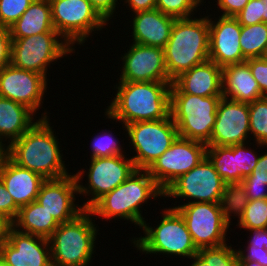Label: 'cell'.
<instances>
[{
	"instance_id": "27",
	"label": "cell",
	"mask_w": 267,
	"mask_h": 266,
	"mask_svg": "<svg viewBox=\"0 0 267 266\" xmlns=\"http://www.w3.org/2000/svg\"><path fill=\"white\" fill-rule=\"evenodd\" d=\"M9 30L11 39L56 31L49 0H34Z\"/></svg>"
},
{
	"instance_id": "42",
	"label": "cell",
	"mask_w": 267,
	"mask_h": 266,
	"mask_svg": "<svg viewBox=\"0 0 267 266\" xmlns=\"http://www.w3.org/2000/svg\"><path fill=\"white\" fill-rule=\"evenodd\" d=\"M10 30L0 26V70L11 63Z\"/></svg>"
},
{
	"instance_id": "15",
	"label": "cell",
	"mask_w": 267,
	"mask_h": 266,
	"mask_svg": "<svg viewBox=\"0 0 267 266\" xmlns=\"http://www.w3.org/2000/svg\"><path fill=\"white\" fill-rule=\"evenodd\" d=\"M123 55L119 81L172 82L169 79L164 49L132 43Z\"/></svg>"
},
{
	"instance_id": "12",
	"label": "cell",
	"mask_w": 267,
	"mask_h": 266,
	"mask_svg": "<svg viewBox=\"0 0 267 266\" xmlns=\"http://www.w3.org/2000/svg\"><path fill=\"white\" fill-rule=\"evenodd\" d=\"M171 208L183 217L197 249L220 246L228 241L226 234L230 225L223 217L219 203L196 202Z\"/></svg>"
},
{
	"instance_id": "24",
	"label": "cell",
	"mask_w": 267,
	"mask_h": 266,
	"mask_svg": "<svg viewBox=\"0 0 267 266\" xmlns=\"http://www.w3.org/2000/svg\"><path fill=\"white\" fill-rule=\"evenodd\" d=\"M0 179L19 208L37 199L46 180L40 174L18 166L9 157L2 165Z\"/></svg>"
},
{
	"instance_id": "9",
	"label": "cell",
	"mask_w": 267,
	"mask_h": 266,
	"mask_svg": "<svg viewBox=\"0 0 267 266\" xmlns=\"http://www.w3.org/2000/svg\"><path fill=\"white\" fill-rule=\"evenodd\" d=\"M128 155H115L111 157L91 158L87 173L85 169L74 173L79 196H90L82 206L89 210L101 197L114 190L127 180L137 169ZM86 173L88 183L83 185L82 179Z\"/></svg>"
},
{
	"instance_id": "1",
	"label": "cell",
	"mask_w": 267,
	"mask_h": 266,
	"mask_svg": "<svg viewBox=\"0 0 267 266\" xmlns=\"http://www.w3.org/2000/svg\"><path fill=\"white\" fill-rule=\"evenodd\" d=\"M48 114L46 111L42 113L28 131L7 146L8 157L14 163L40 174L46 180L70 175Z\"/></svg>"
},
{
	"instance_id": "14",
	"label": "cell",
	"mask_w": 267,
	"mask_h": 266,
	"mask_svg": "<svg viewBox=\"0 0 267 266\" xmlns=\"http://www.w3.org/2000/svg\"><path fill=\"white\" fill-rule=\"evenodd\" d=\"M206 152L205 143L178 136L147 171L164 191L179 176L186 174L204 160Z\"/></svg>"
},
{
	"instance_id": "52",
	"label": "cell",
	"mask_w": 267,
	"mask_h": 266,
	"mask_svg": "<svg viewBox=\"0 0 267 266\" xmlns=\"http://www.w3.org/2000/svg\"><path fill=\"white\" fill-rule=\"evenodd\" d=\"M262 58L267 61V46H266V49L264 51Z\"/></svg>"
},
{
	"instance_id": "49",
	"label": "cell",
	"mask_w": 267,
	"mask_h": 266,
	"mask_svg": "<svg viewBox=\"0 0 267 266\" xmlns=\"http://www.w3.org/2000/svg\"><path fill=\"white\" fill-rule=\"evenodd\" d=\"M8 157V148L5 144L0 143V172L5 159Z\"/></svg>"
},
{
	"instance_id": "34",
	"label": "cell",
	"mask_w": 267,
	"mask_h": 266,
	"mask_svg": "<svg viewBox=\"0 0 267 266\" xmlns=\"http://www.w3.org/2000/svg\"><path fill=\"white\" fill-rule=\"evenodd\" d=\"M112 131L105 129L97 133L90 141L91 155L90 158L111 157L115 155H123L126 152L122 151L124 146H121L119 138H115Z\"/></svg>"
},
{
	"instance_id": "23",
	"label": "cell",
	"mask_w": 267,
	"mask_h": 266,
	"mask_svg": "<svg viewBox=\"0 0 267 266\" xmlns=\"http://www.w3.org/2000/svg\"><path fill=\"white\" fill-rule=\"evenodd\" d=\"M176 18L163 14L158 9L138 11L132 14L130 37L136 44L164 48Z\"/></svg>"
},
{
	"instance_id": "38",
	"label": "cell",
	"mask_w": 267,
	"mask_h": 266,
	"mask_svg": "<svg viewBox=\"0 0 267 266\" xmlns=\"http://www.w3.org/2000/svg\"><path fill=\"white\" fill-rule=\"evenodd\" d=\"M246 62L252 76L259 84L262 96H267V61L260 57L247 59Z\"/></svg>"
},
{
	"instance_id": "53",
	"label": "cell",
	"mask_w": 267,
	"mask_h": 266,
	"mask_svg": "<svg viewBox=\"0 0 267 266\" xmlns=\"http://www.w3.org/2000/svg\"><path fill=\"white\" fill-rule=\"evenodd\" d=\"M0 266H9L7 263H5L1 258H0Z\"/></svg>"
},
{
	"instance_id": "51",
	"label": "cell",
	"mask_w": 267,
	"mask_h": 266,
	"mask_svg": "<svg viewBox=\"0 0 267 266\" xmlns=\"http://www.w3.org/2000/svg\"><path fill=\"white\" fill-rule=\"evenodd\" d=\"M238 266H261V265L254 261H239Z\"/></svg>"
},
{
	"instance_id": "40",
	"label": "cell",
	"mask_w": 267,
	"mask_h": 266,
	"mask_svg": "<svg viewBox=\"0 0 267 266\" xmlns=\"http://www.w3.org/2000/svg\"><path fill=\"white\" fill-rule=\"evenodd\" d=\"M18 212L19 207L15 204L12 196L0 179V213L14 221Z\"/></svg>"
},
{
	"instance_id": "29",
	"label": "cell",
	"mask_w": 267,
	"mask_h": 266,
	"mask_svg": "<svg viewBox=\"0 0 267 266\" xmlns=\"http://www.w3.org/2000/svg\"><path fill=\"white\" fill-rule=\"evenodd\" d=\"M249 203L245 187L242 183H226L224 192L219 200L220 210L229 225L233 216L240 218Z\"/></svg>"
},
{
	"instance_id": "37",
	"label": "cell",
	"mask_w": 267,
	"mask_h": 266,
	"mask_svg": "<svg viewBox=\"0 0 267 266\" xmlns=\"http://www.w3.org/2000/svg\"><path fill=\"white\" fill-rule=\"evenodd\" d=\"M235 18L241 26H250L263 22L260 0H250Z\"/></svg>"
},
{
	"instance_id": "6",
	"label": "cell",
	"mask_w": 267,
	"mask_h": 266,
	"mask_svg": "<svg viewBox=\"0 0 267 266\" xmlns=\"http://www.w3.org/2000/svg\"><path fill=\"white\" fill-rule=\"evenodd\" d=\"M164 210V211H163ZM160 214L161 220L157 226L151 227L146 221L141 230L144 236L129 239L135 248L142 254H159L191 258L197 254L198 249L194 245L190 232L181 214L174 208H164Z\"/></svg>"
},
{
	"instance_id": "7",
	"label": "cell",
	"mask_w": 267,
	"mask_h": 266,
	"mask_svg": "<svg viewBox=\"0 0 267 266\" xmlns=\"http://www.w3.org/2000/svg\"><path fill=\"white\" fill-rule=\"evenodd\" d=\"M222 97L170 93V114L178 135L207 144L211 139L217 107Z\"/></svg>"
},
{
	"instance_id": "33",
	"label": "cell",
	"mask_w": 267,
	"mask_h": 266,
	"mask_svg": "<svg viewBox=\"0 0 267 266\" xmlns=\"http://www.w3.org/2000/svg\"><path fill=\"white\" fill-rule=\"evenodd\" d=\"M236 226L244 230L267 228V199L249 200Z\"/></svg>"
},
{
	"instance_id": "22",
	"label": "cell",
	"mask_w": 267,
	"mask_h": 266,
	"mask_svg": "<svg viewBox=\"0 0 267 266\" xmlns=\"http://www.w3.org/2000/svg\"><path fill=\"white\" fill-rule=\"evenodd\" d=\"M170 93L201 97L222 95V67L211 60L192 67L172 81Z\"/></svg>"
},
{
	"instance_id": "36",
	"label": "cell",
	"mask_w": 267,
	"mask_h": 266,
	"mask_svg": "<svg viewBox=\"0 0 267 266\" xmlns=\"http://www.w3.org/2000/svg\"><path fill=\"white\" fill-rule=\"evenodd\" d=\"M34 0H0V26L10 28Z\"/></svg>"
},
{
	"instance_id": "2",
	"label": "cell",
	"mask_w": 267,
	"mask_h": 266,
	"mask_svg": "<svg viewBox=\"0 0 267 266\" xmlns=\"http://www.w3.org/2000/svg\"><path fill=\"white\" fill-rule=\"evenodd\" d=\"M172 82H127L114 85L116 94L104 115L122 125L153 121L170 115Z\"/></svg>"
},
{
	"instance_id": "44",
	"label": "cell",
	"mask_w": 267,
	"mask_h": 266,
	"mask_svg": "<svg viewBox=\"0 0 267 266\" xmlns=\"http://www.w3.org/2000/svg\"><path fill=\"white\" fill-rule=\"evenodd\" d=\"M250 0H217L218 10L222 12L220 16L235 17Z\"/></svg>"
},
{
	"instance_id": "8",
	"label": "cell",
	"mask_w": 267,
	"mask_h": 266,
	"mask_svg": "<svg viewBox=\"0 0 267 266\" xmlns=\"http://www.w3.org/2000/svg\"><path fill=\"white\" fill-rule=\"evenodd\" d=\"M11 40V64L46 78L48 67L50 69L53 62L75 53V49L57 31Z\"/></svg>"
},
{
	"instance_id": "21",
	"label": "cell",
	"mask_w": 267,
	"mask_h": 266,
	"mask_svg": "<svg viewBox=\"0 0 267 266\" xmlns=\"http://www.w3.org/2000/svg\"><path fill=\"white\" fill-rule=\"evenodd\" d=\"M209 23V60L220 67L245 62L240 47L241 25L235 17H216ZM218 18V19H217Z\"/></svg>"
},
{
	"instance_id": "18",
	"label": "cell",
	"mask_w": 267,
	"mask_h": 266,
	"mask_svg": "<svg viewBox=\"0 0 267 266\" xmlns=\"http://www.w3.org/2000/svg\"><path fill=\"white\" fill-rule=\"evenodd\" d=\"M78 194L76 177L70 173L63 178L45 180L36 201L60 224L72 221L85 211L83 206L75 204Z\"/></svg>"
},
{
	"instance_id": "20",
	"label": "cell",
	"mask_w": 267,
	"mask_h": 266,
	"mask_svg": "<svg viewBox=\"0 0 267 266\" xmlns=\"http://www.w3.org/2000/svg\"><path fill=\"white\" fill-rule=\"evenodd\" d=\"M0 258L9 266H52L49 240L15 228L0 245Z\"/></svg>"
},
{
	"instance_id": "26",
	"label": "cell",
	"mask_w": 267,
	"mask_h": 266,
	"mask_svg": "<svg viewBox=\"0 0 267 266\" xmlns=\"http://www.w3.org/2000/svg\"><path fill=\"white\" fill-rule=\"evenodd\" d=\"M34 117L35 113L27 106L0 97V143L9 146L19 139L38 121Z\"/></svg>"
},
{
	"instance_id": "43",
	"label": "cell",
	"mask_w": 267,
	"mask_h": 266,
	"mask_svg": "<svg viewBox=\"0 0 267 266\" xmlns=\"http://www.w3.org/2000/svg\"><path fill=\"white\" fill-rule=\"evenodd\" d=\"M93 8L108 23L113 18L116 7L118 9V0H89Z\"/></svg>"
},
{
	"instance_id": "41",
	"label": "cell",
	"mask_w": 267,
	"mask_h": 266,
	"mask_svg": "<svg viewBox=\"0 0 267 266\" xmlns=\"http://www.w3.org/2000/svg\"><path fill=\"white\" fill-rule=\"evenodd\" d=\"M265 151H267L265 149ZM260 154V158L252 173L244 178L241 183H259L267 185V152Z\"/></svg>"
},
{
	"instance_id": "4",
	"label": "cell",
	"mask_w": 267,
	"mask_h": 266,
	"mask_svg": "<svg viewBox=\"0 0 267 266\" xmlns=\"http://www.w3.org/2000/svg\"><path fill=\"white\" fill-rule=\"evenodd\" d=\"M193 18L176 19L170 38L163 48L171 81L209 60L208 16Z\"/></svg>"
},
{
	"instance_id": "11",
	"label": "cell",
	"mask_w": 267,
	"mask_h": 266,
	"mask_svg": "<svg viewBox=\"0 0 267 266\" xmlns=\"http://www.w3.org/2000/svg\"><path fill=\"white\" fill-rule=\"evenodd\" d=\"M54 29L75 49L107 23L89 0H49ZM92 34V35H91Z\"/></svg>"
},
{
	"instance_id": "28",
	"label": "cell",
	"mask_w": 267,
	"mask_h": 266,
	"mask_svg": "<svg viewBox=\"0 0 267 266\" xmlns=\"http://www.w3.org/2000/svg\"><path fill=\"white\" fill-rule=\"evenodd\" d=\"M57 220L36 200L19 208L13 221L17 231L49 238L58 228Z\"/></svg>"
},
{
	"instance_id": "48",
	"label": "cell",
	"mask_w": 267,
	"mask_h": 266,
	"mask_svg": "<svg viewBox=\"0 0 267 266\" xmlns=\"http://www.w3.org/2000/svg\"><path fill=\"white\" fill-rule=\"evenodd\" d=\"M12 228L13 221L6 215L0 213V245L7 240Z\"/></svg>"
},
{
	"instance_id": "16",
	"label": "cell",
	"mask_w": 267,
	"mask_h": 266,
	"mask_svg": "<svg viewBox=\"0 0 267 266\" xmlns=\"http://www.w3.org/2000/svg\"><path fill=\"white\" fill-rule=\"evenodd\" d=\"M48 80L37 72L19 69L10 63L0 70V97L23 104L37 114L43 105Z\"/></svg>"
},
{
	"instance_id": "10",
	"label": "cell",
	"mask_w": 267,
	"mask_h": 266,
	"mask_svg": "<svg viewBox=\"0 0 267 266\" xmlns=\"http://www.w3.org/2000/svg\"><path fill=\"white\" fill-rule=\"evenodd\" d=\"M136 154L131 157L137 169L147 170L176 140L178 130L171 114L164 119L123 125Z\"/></svg>"
},
{
	"instance_id": "46",
	"label": "cell",
	"mask_w": 267,
	"mask_h": 266,
	"mask_svg": "<svg viewBox=\"0 0 267 266\" xmlns=\"http://www.w3.org/2000/svg\"><path fill=\"white\" fill-rule=\"evenodd\" d=\"M120 2L124 1V4L130 8L128 9L130 12L135 13L138 11H146V10H152L156 8L157 0H119Z\"/></svg>"
},
{
	"instance_id": "17",
	"label": "cell",
	"mask_w": 267,
	"mask_h": 266,
	"mask_svg": "<svg viewBox=\"0 0 267 266\" xmlns=\"http://www.w3.org/2000/svg\"><path fill=\"white\" fill-rule=\"evenodd\" d=\"M250 138L249 104L222 97L217 107L211 139L206 145L244 144L250 142Z\"/></svg>"
},
{
	"instance_id": "13",
	"label": "cell",
	"mask_w": 267,
	"mask_h": 266,
	"mask_svg": "<svg viewBox=\"0 0 267 266\" xmlns=\"http://www.w3.org/2000/svg\"><path fill=\"white\" fill-rule=\"evenodd\" d=\"M225 182L205 157L192 170L179 176L164 190V198L188 199L187 203H219L224 192Z\"/></svg>"
},
{
	"instance_id": "45",
	"label": "cell",
	"mask_w": 267,
	"mask_h": 266,
	"mask_svg": "<svg viewBox=\"0 0 267 266\" xmlns=\"http://www.w3.org/2000/svg\"><path fill=\"white\" fill-rule=\"evenodd\" d=\"M249 200L267 199V185L259 183H242Z\"/></svg>"
},
{
	"instance_id": "50",
	"label": "cell",
	"mask_w": 267,
	"mask_h": 266,
	"mask_svg": "<svg viewBox=\"0 0 267 266\" xmlns=\"http://www.w3.org/2000/svg\"><path fill=\"white\" fill-rule=\"evenodd\" d=\"M261 15H263V22L267 24V0H260Z\"/></svg>"
},
{
	"instance_id": "5",
	"label": "cell",
	"mask_w": 267,
	"mask_h": 266,
	"mask_svg": "<svg viewBox=\"0 0 267 266\" xmlns=\"http://www.w3.org/2000/svg\"><path fill=\"white\" fill-rule=\"evenodd\" d=\"M89 210L60 223L48 238L52 266H89L95 253L99 228ZM94 221V222H93ZM98 228V229H97Z\"/></svg>"
},
{
	"instance_id": "3",
	"label": "cell",
	"mask_w": 267,
	"mask_h": 266,
	"mask_svg": "<svg viewBox=\"0 0 267 266\" xmlns=\"http://www.w3.org/2000/svg\"><path fill=\"white\" fill-rule=\"evenodd\" d=\"M164 197V191L158 186L147 170L136 169L134 173L114 190L101 197L89 211L105 221L124 219L141 228L142 206L149 199ZM118 218V219H117Z\"/></svg>"
},
{
	"instance_id": "25",
	"label": "cell",
	"mask_w": 267,
	"mask_h": 266,
	"mask_svg": "<svg viewBox=\"0 0 267 266\" xmlns=\"http://www.w3.org/2000/svg\"><path fill=\"white\" fill-rule=\"evenodd\" d=\"M222 95L248 104L263 97L246 61L222 67Z\"/></svg>"
},
{
	"instance_id": "47",
	"label": "cell",
	"mask_w": 267,
	"mask_h": 266,
	"mask_svg": "<svg viewBox=\"0 0 267 266\" xmlns=\"http://www.w3.org/2000/svg\"><path fill=\"white\" fill-rule=\"evenodd\" d=\"M250 231L251 237L247 241V245H253L254 247H265L267 250V228L266 229H254Z\"/></svg>"
},
{
	"instance_id": "35",
	"label": "cell",
	"mask_w": 267,
	"mask_h": 266,
	"mask_svg": "<svg viewBox=\"0 0 267 266\" xmlns=\"http://www.w3.org/2000/svg\"><path fill=\"white\" fill-rule=\"evenodd\" d=\"M204 0H157L156 9L176 19L194 17Z\"/></svg>"
},
{
	"instance_id": "30",
	"label": "cell",
	"mask_w": 267,
	"mask_h": 266,
	"mask_svg": "<svg viewBox=\"0 0 267 266\" xmlns=\"http://www.w3.org/2000/svg\"><path fill=\"white\" fill-rule=\"evenodd\" d=\"M228 244L198 249L197 254L190 258V266H238V252Z\"/></svg>"
},
{
	"instance_id": "32",
	"label": "cell",
	"mask_w": 267,
	"mask_h": 266,
	"mask_svg": "<svg viewBox=\"0 0 267 266\" xmlns=\"http://www.w3.org/2000/svg\"><path fill=\"white\" fill-rule=\"evenodd\" d=\"M250 135L257 147H267V96L249 103Z\"/></svg>"
},
{
	"instance_id": "39",
	"label": "cell",
	"mask_w": 267,
	"mask_h": 266,
	"mask_svg": "<svg viewBox=\"0 0 267 266\" xmlns=\"http://www.w3.org/2000/svg\"><path fill=\"white\" fill-rule=\"evenodd\" d=\"M245 248V250L242 248L237 250L239 261H254L259 263L261 266H267V250L265 247L247 245Z\"/></svg>"
},
{
	"instance_id": "31",
	"label": "cell",
	"mask_w": 267,
	"mask_h": 266,
	"mask_svg": "<svg viewBox=\"0 0 267 266\" xmlns=\"http://www.w3.org/2000/svg\"><path fill=\"white\" fill-rule=\"evenodd\" d=\"M267 46V24L264 22L241 26L240 47L243 57L260 58Z\"/></svg>"
},
{
	"instance_id": "19",
	"label": "cell",
	"mask_w": 267,
	"mask_h": 266,
	"mask_svg": "<svg viewBox=\"0 0 267 266\" xmlns=\"http://www.w3.org/2000/svg\"><path fill=\"white\" fill-rule=\"evenodd\" d=\"M251 144L207 146L206 157L225 183H241L252 173L260 155Z\"/></svg>"
}]
</instances>
